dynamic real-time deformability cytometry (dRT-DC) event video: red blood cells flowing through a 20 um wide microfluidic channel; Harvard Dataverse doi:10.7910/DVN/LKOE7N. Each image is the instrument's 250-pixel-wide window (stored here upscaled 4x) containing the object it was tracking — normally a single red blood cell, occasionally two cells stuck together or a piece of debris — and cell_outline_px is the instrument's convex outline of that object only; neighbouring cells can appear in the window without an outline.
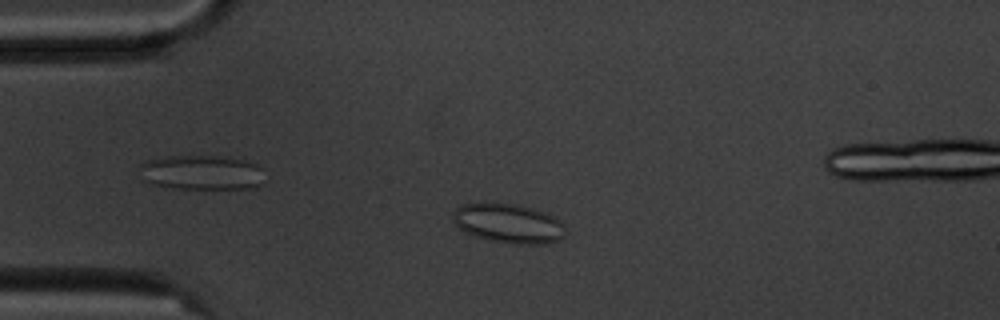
{"species": "common noctule bat (a hibernating species)", "species_latin": "Nyctalus noctula", "temperature_condition": "cold", "stored_images_in_passage": 6, "camera_frame_rate_fps": 3000, "um_per_image_px": 0.085, "animal": {"sex": "male", "body_mass_g": 20.1, "forearm_length_mm": 53.5}, "frame": {"image": 1, "passage_image": 3, "time_ms": 2.333, "image_size_px": [1000, 320], "cell_outline_px": [[564, 236], [560, 240], [548, 244], [512, 244], [472, 236], [464, 232], [452, 220], [452, 212], [456, 208], [464, 204], [520, 204], [544, 212], [560, 220], [564, 224]], "centroid_in_image_um": [43.23, 19.01], "position_along_channel_um": 41.8, "area_um2": 25.84}}
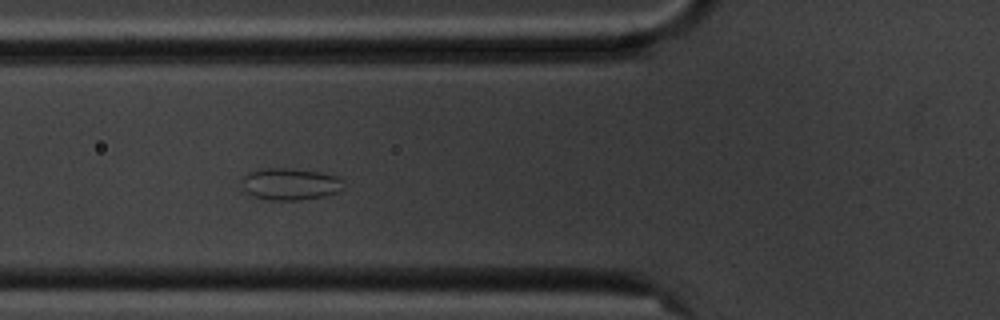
{"frame": {"image": 2, "passage_image": 5, "time_ms": 4.667, "image_size_px": [1000, 320], "cell_outline_px": [[344, 188], [336, 192], [324, 196], [300, 200], [272, 200], [252, 196], [244, 188], [244, 176], [248, 172], [260, 168], [284, 168], [320, 172], [336, 176], [344, 180]], "centroid_in_image_um": [24.7, 15.64], "position_along_channel_um": 101.1, "area_um2": 18.79}}